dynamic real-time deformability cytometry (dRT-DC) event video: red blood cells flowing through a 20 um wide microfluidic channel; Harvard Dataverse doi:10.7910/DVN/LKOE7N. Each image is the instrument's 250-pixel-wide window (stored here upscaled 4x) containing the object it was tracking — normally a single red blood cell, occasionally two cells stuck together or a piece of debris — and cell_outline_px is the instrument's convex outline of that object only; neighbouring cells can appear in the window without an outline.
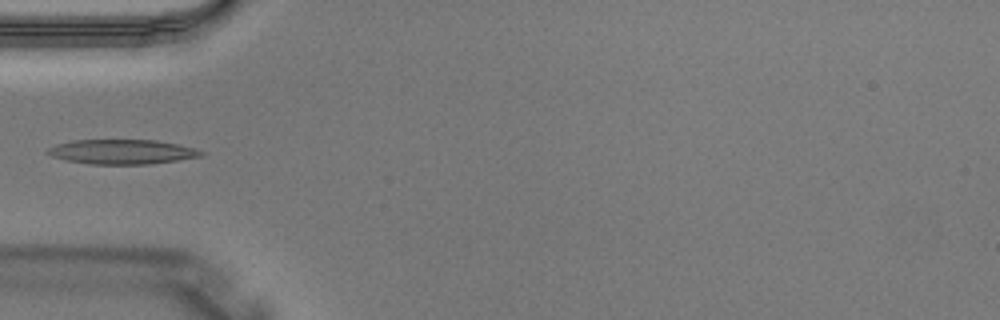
{"species": "Egyptian fruit bat (a non-hibernating species)", "species_latin": "Rousettus aegyptiacus", "temperature_condition": "warm", "stored_images_in_passage": 3, "camera_frame_rate_fps": 3000, "um_per_image_px": 0.085, "animal": {"sex": "male"}, "frame": {"image": 1, "passage_image": 3, "time_ms": 0.667, "image_size_px": [1000, 320], "cell_outline_px": [[204, 156], [148, 164], [88, 164], [64, 160], [52, 156], [44, 152], [48, 148], [56, 144], [72, 140], [156, 140], [196, 148], [204, 152]], "centroid_in_image_um": [10.34, 12.9], "position_along_channel_um": 74.7, "area_um2": 22.08}}